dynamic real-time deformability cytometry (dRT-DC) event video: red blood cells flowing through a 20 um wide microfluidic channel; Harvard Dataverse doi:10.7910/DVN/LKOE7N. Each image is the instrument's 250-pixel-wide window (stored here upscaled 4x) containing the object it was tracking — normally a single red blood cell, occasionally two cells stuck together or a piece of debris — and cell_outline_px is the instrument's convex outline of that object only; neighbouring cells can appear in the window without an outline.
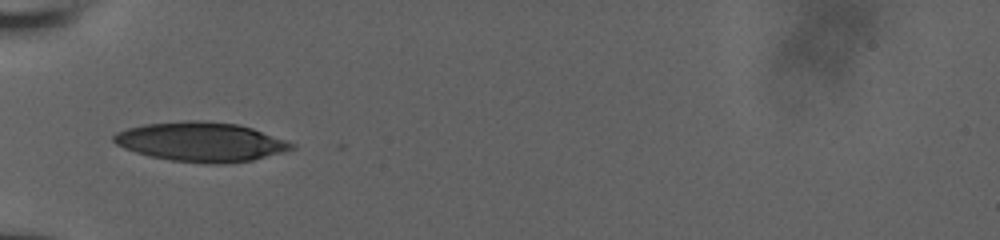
{"species": "human", "species_latin": "Homo sapiens", "temperature_condition": "room temperature", "stored_images_in_passage": 56, "camera_frame_rate_fps": 3000, "um_per_image_px": 0.085, "donor": {"sex": "male"}, "frame": {"image": 1, "passage_image": 1, "time_ms": 0.0, "image_size_px": [1000, 240], "cell_outline_px": [[296, 148], [284, 152], [252, 160], [224, 164], [204, 164], [172, 160], [148, 156], [124, 148], [116, 144], [112, 140], [112, 136], [116, 132], [128, 128], [144, 124], [184, 120], [200, 120], [236, 124], [252, 128], [288, 140], [296, 144]], "centroid_in_image_um": [17.1, 12.06], "position_along_channel_um": 67.9, "area_um2": 41.1}}
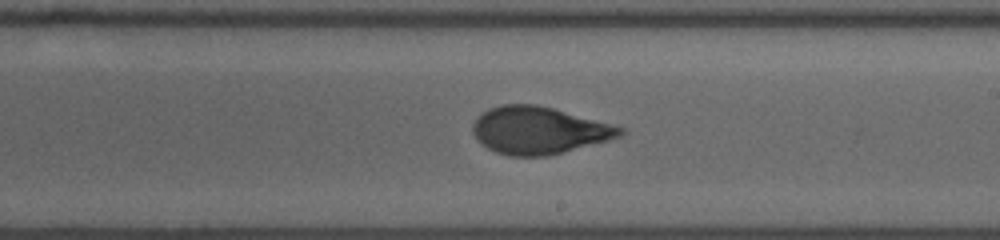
{"frame": {"image": 2, "passage_image": 24, "time_ms": 4.667, "image_size_px": [1000, 240], "cell_outline_px": [[628, 132], [620, 136], [608, 140], [564, 152], [548, 156], [508, 156], [496, 152], [480, 144], [476, 140], [472, 132], [472, 124], [476, 116], [480, 112], [488, 108], [504, 104], [536, 104], [552, 108], [624, 128]], "centroid_in_image_um": [45.73, 11.08], "position_along_channel_um": 243.3, "area_um2": 40.69}}
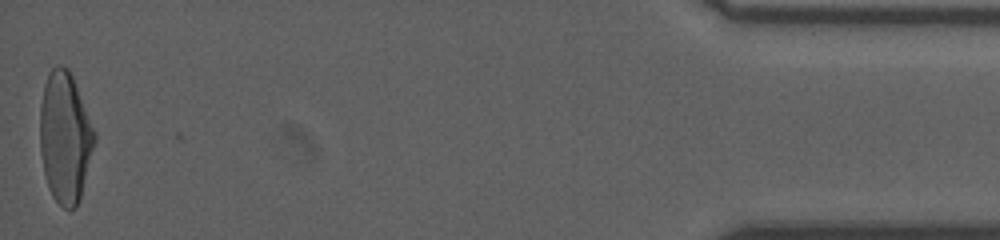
{"frame": {"image": 3, "passage_image": 56, "time_ms": 11.667, "image_size_px": [1000, 240], "cell_outline_px": [[96, 140], [80, 200], [76, 208], [64, 208], [52, 196], [48, 188], [44, 172], [40, 152], [40, 104], [44, 84], [48, 72], [56, 64], [60, 64], [68, 68], [72, 76], [96, 132]], "centroid_in_image_um": [5.52, 11.67], "position_along_channel_um": 429.7, "area_um2": 41.85}, "authors_computed_cell_mechanics": {"area_um2": 40.6912, "velocity_mm_per_s": 3.852, "shape_relaxation_time_tau1_ms": 5.6197, "shape_relaxation_time_tau2_ms": 0.9004, "deformation_change_tau1": 0.2021, "deformation_change_tau2": 0.0616}}